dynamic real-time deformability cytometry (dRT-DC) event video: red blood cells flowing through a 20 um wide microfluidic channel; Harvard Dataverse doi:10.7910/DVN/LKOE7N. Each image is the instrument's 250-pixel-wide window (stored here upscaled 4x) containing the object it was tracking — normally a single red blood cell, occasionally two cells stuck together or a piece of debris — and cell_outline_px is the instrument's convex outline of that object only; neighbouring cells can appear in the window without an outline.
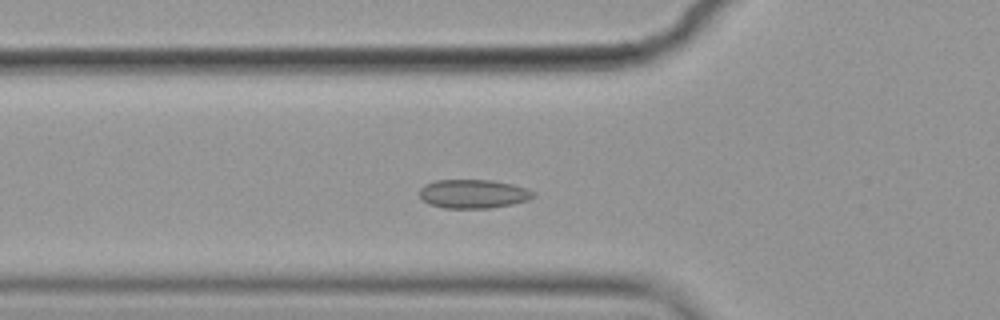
{"species": "common noctule bat (a hibernating species)", "species_latin": "Nyctalus noctula", "temperature_condition": "cold", "stored_images_in_passage": 20, "camera_frame_rate_fps": 3000, "um_per_image_px": 0.085, "animal": {"sex": "female", "body_mass_g": 19.9}, "frame": {"image": 1, "passage_image": 15, "time_ms": 4.667, "image_size_px": [1000, 320], "cell_outline_px": [[536, 196], [528, 200], [512, 204], [488, 208], [444, 208], [428, 204], [420, 196], [420, 188], [424, 184], [436, 180], [492, 180], [512, 184], [528, 188], [536, 192]], "centroid_in_image_um": [40.25, 16.47], "position_along_channel_um": 85.5, "area_um2": 19.25}}